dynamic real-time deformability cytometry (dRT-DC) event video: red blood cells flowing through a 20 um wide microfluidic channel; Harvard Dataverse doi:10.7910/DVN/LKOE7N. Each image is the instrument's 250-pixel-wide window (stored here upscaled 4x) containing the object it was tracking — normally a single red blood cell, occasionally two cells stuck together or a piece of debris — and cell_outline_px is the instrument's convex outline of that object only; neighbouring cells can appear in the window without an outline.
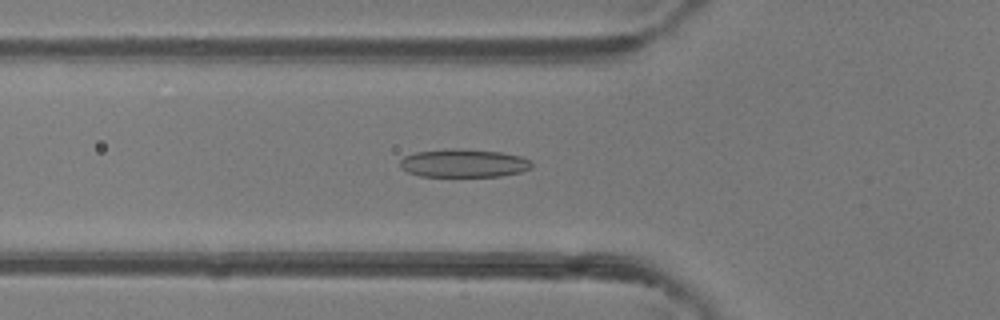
{"species": "common noctule bat (a hibernating species)", "species_latin": "Nyctalus noctula", "temperature_condition": "room temperature", "stored_images_in_passage": 48, "camera_frame_rate_fps": 3000, "um_per_image_px": 0.085, "animal": {"sex": "female"}, "frame": {"image": 1, "passage_image": 17, "time_ms": 5.333, "image_size_px": [1000, 320], "cell_outline_px": [[532, 168], [520, 172], [500, 176], [420, 176], [408, 172], [400, 168], [400, 160], [404, 156], [416, 152], [448, 148], [460, 148], [500, 152], [520, 156], [532, 160]], "centroid_in_image_um": [39.41, 13.86], "position_along_channel_um": 86.4, "area_um2": 21.79}}
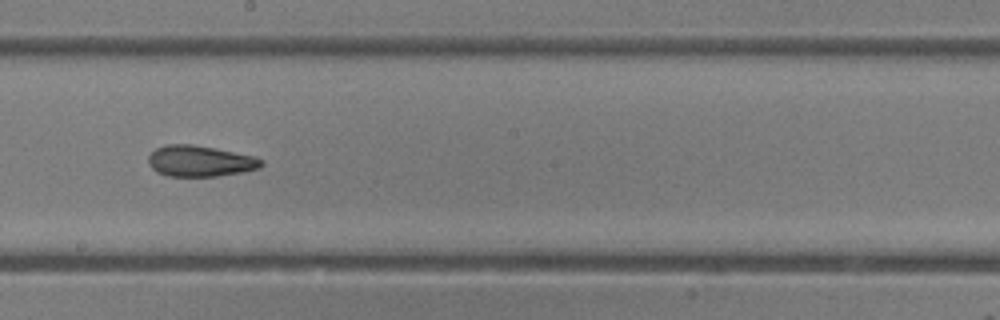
{"frame": {"image": 2, "passage_image": 27, "time_ms": 8.667, "image_size_px": [1000, 320], "cell_outline_px": [[264, 164], [260, 168], [244, 172], [216, 176], [168, 176], [156, 172], [148, 164], [148, 156], [156, 148], [164, 144], [192, 144], [252, 156], [264, 160]], "centroid_in_image_um": [16.98, 13.7], "position_along_channel_um": 231.2, "area_um2": 20.4}}
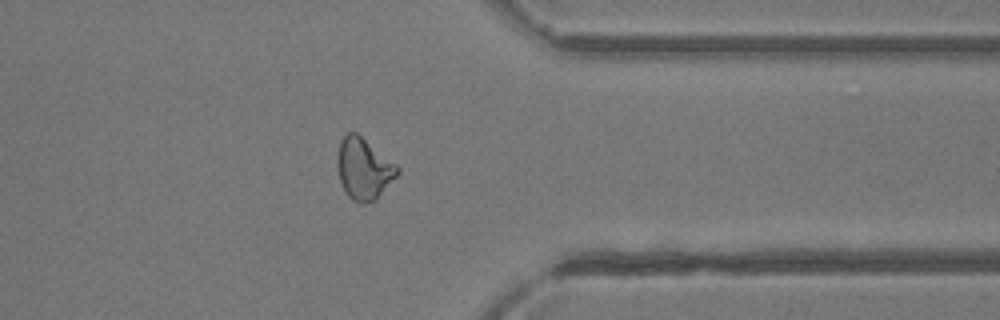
{"frame": {"image": 3, "passage_image": 38, "time_ms": 12.333, "image_size_px": [1000, 320], "cell_outline_px": [[400, 172], [376, 200], [364, 204], [360, 204], [352, 200], [348, 196], [340, 180], [336, 160], [340, 140], [348, 132], [356, 132], [396, 164], [400, 168]], "centroid_in_image_um": [30.92, 14.36], "position_along_channel_um": 380.5, "area_um2": 21.44}, "authors_computed_cell_mechanics": {"area_um2": 21.7328, "velocity_mm_per_s": 4.3196, "shape_relaxation_time_tau1_ms": 10.6001, "shape_relaxation_time_tau2_ms": 2.528, "deformation_change_tau1": 0.2382, "deformation_change_tau2": 0.0963}}